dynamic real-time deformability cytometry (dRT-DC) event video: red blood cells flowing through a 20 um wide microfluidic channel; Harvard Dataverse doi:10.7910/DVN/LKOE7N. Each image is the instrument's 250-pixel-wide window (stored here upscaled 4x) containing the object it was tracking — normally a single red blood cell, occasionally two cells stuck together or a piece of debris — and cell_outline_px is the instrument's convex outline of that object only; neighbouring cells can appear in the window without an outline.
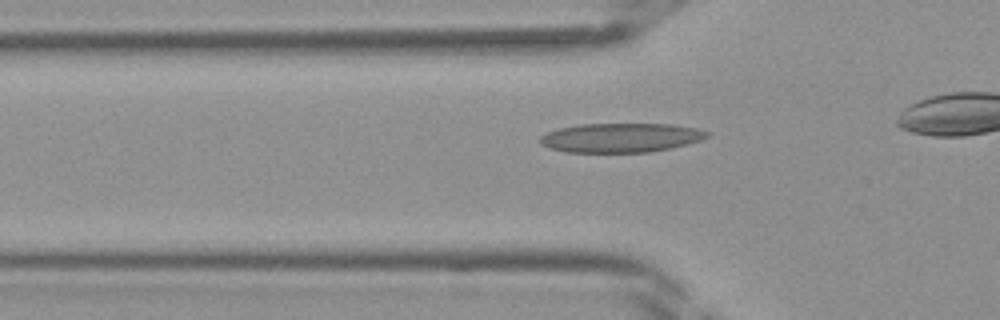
{"species": "Egyptian fruit bat (a non-hibernating species)", "species_latin": "Rousettus aegyptiacus", "temperature_condition": "room temperature", "stored_images_in_passage": 22, "camera_frame_rate_fps": 3000, "um_per_image_px": 0.085, "frame": {"image": 1, "passage_image": 7, "time_ms": 2.0, "image_size_px": [1000, 320], "cell_outline_px": [[712, 132], [708, 136], [700, 140], [688, 144], [672, 148], [648, 152], [568, 152], [548, 148], [540, 144], [540, 136], [548, 132], [560, 128], [580, 124], [676, 124], [696, 128]], "centroid_in_image_um": [52.8, 11.7], "position_along_channel_um": 73.0, "area_um2": 28.55}}
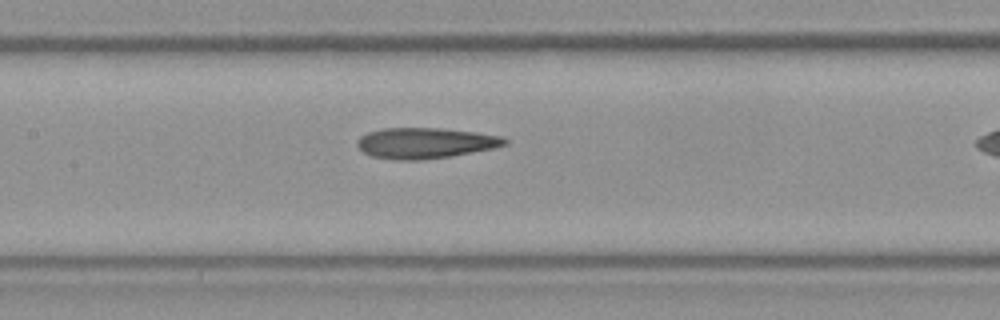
{"frame": {"image": 2, "passage_image": 13, "time_ms": 4.0, "image_size_px": [1000, 320], "cell_outline_px": [[508, 144], [492, 148], [452, 156], [424, 160], [392, 160], [372, 156], [364, 152], [356, 144], [356, 140], [360, 136], [368, 132], [384, 128], [440, 128], [476, 132], [500, 136], [508, 140]], "centroid_in_image_um": [36.12, 12.16], "position_along_channel_um": 171.3, "area_um2": 26.47}}
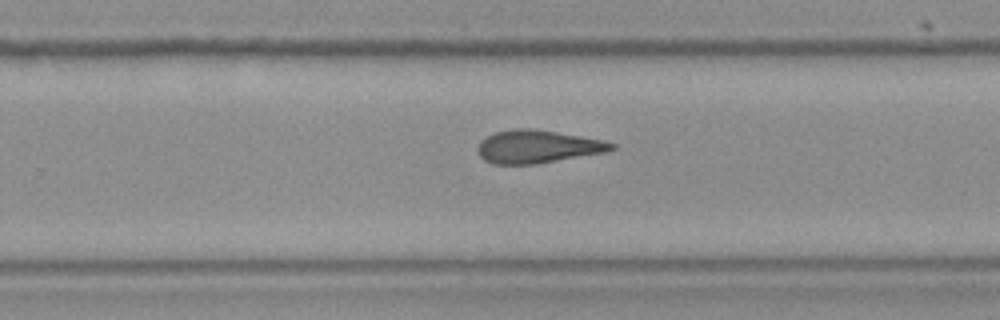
{"frame": {"image": 3, "passage_image": 20, "time_ms": 6.333, "image_size_px": [1000, 320], "cell_outline_px": [[616, 148], [604, 152], [536, 164], [492, 164], [484, 160], [480, 156], [476, 148], [480, 140], [496, 132], [516, 128], [532, 128], [604, 140], [616, 144]], "centroid_in_image_um": [45.66, 12.46], "position_along_channel_um": 284.1, "area_um2": 25.61}}